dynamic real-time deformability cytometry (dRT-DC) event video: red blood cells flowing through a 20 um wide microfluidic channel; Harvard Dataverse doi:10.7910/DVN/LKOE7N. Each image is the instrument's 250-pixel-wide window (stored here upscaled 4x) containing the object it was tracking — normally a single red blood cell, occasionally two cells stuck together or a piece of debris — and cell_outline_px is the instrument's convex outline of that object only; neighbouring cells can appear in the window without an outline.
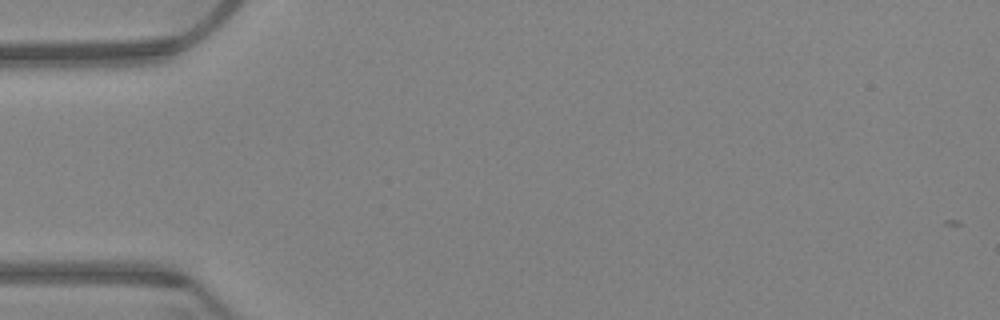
{"species": "Egyptian fruit bat (a non-hibernating species)", "species_latin": "Rousettus aegyptiacus", "temperature_condition": "warm", "stored_images_in_passage": 4, "camera_frame_rate_fps": 3000, "um_per_image_px": 0.085, "animal": {"sex": "female"}, "frame": {"image": 1, "passage_image": 1, "time_ms": 0.0, "image_size_px": [1000, 320], "cell_outline_px": [[188, 280], [180, 280], [32, 272], [20, 268], [16, 264], [64, 260], [120, 260], [184, 276]], "centroid_in_image_um": [8.49, 22.87], "position_along_channel_um": 76.5, "area_um2": 14.39}}